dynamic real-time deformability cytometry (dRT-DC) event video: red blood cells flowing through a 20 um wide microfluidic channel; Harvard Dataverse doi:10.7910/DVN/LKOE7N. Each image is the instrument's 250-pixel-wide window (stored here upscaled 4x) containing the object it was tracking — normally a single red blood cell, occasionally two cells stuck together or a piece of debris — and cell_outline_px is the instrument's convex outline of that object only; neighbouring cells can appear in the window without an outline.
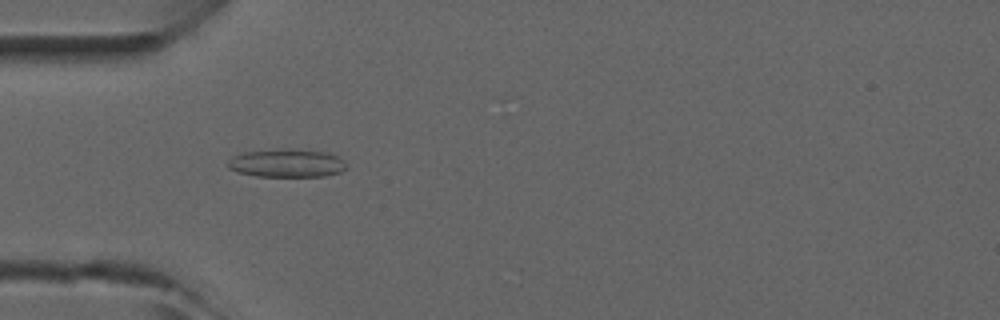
{"species": "common noctule bat (a hibernating species)", "species_latin": "Nyctalus noctula", "temperature_condition": "room temperature", "stored_images_in_passage": 48, "camera_frame_rate_fps": 3000, "um_per_image_px": 0.085, "animal": {"sex": "male", "forearm_length_mm": 52.5}, "frame": {"image": 1, "passage_image": 15, "time_ms": 4.667, "image_size_px": [1000, 320], "cell_outline_px": [[344, 168], [340, 172], [324, 176], [256, 176], [236, 172], [228, 168], [228, 160], [232, 156], [244, 152], [288, 148], [328, 152], [344, 160]], "centroid_in_image_um": [24.33, 13.86], "position_along_channel_um": 60.7, "area_um2": 19.48}}
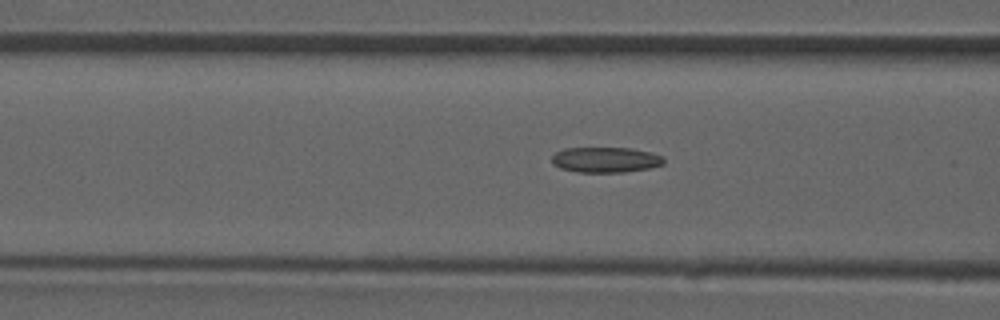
{"frame": {"image": 2, "passage_image": 19, "time_ms": 6.0, "image_size_px": [1000, 320], "cell_outline_px": [[664, 164], [648, 168], [624, 172], [576, 172], [560, 168], [552, 164], [552, 156], [556, 152], [564, 148], [632, 148], [652, 152], [664, 156]], "centroid_in_image_um": [51.48, 13.57], "position_along_channel_um": 115.1, "area_um2": 16.7}}
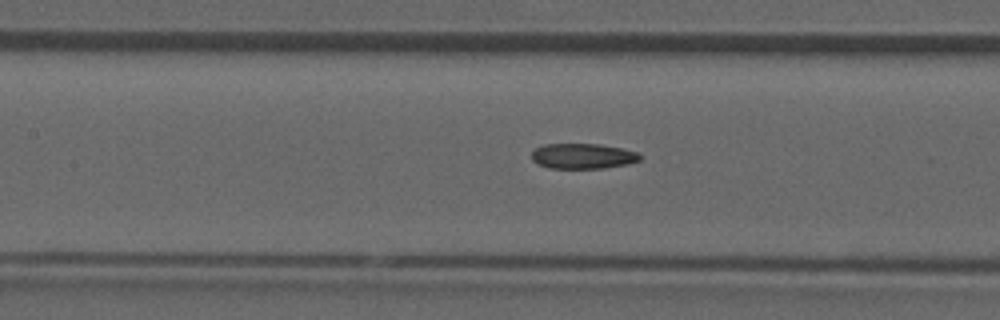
{"frame": {"image": 3, "passage_image": 22, "time_ms": 7.0, "image_size_px": [1000, 320], "cell_outline_px": [[644, 156], [640, 160], [628, 164], [604, 168], [548, 168], [536, 164], [532, 160], [532, 152], [536, 148], [544, 144], [600, 144], [640, 152]], "centroid_in_image_um": [49.57, 13.27], "position_along_channel_um": 157.8, "area_um2": 16.18}}